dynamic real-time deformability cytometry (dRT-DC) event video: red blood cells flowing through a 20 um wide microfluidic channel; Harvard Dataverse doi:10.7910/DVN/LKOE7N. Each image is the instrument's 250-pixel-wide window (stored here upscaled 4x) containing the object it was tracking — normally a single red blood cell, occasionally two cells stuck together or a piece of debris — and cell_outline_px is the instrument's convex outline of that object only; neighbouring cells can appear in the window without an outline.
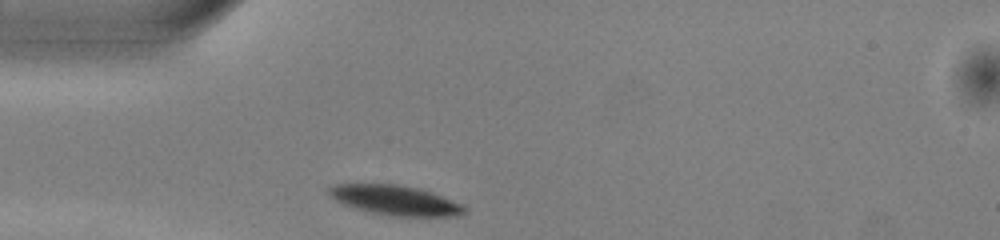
{"species": "common noctule bat (a hibernating species)", "species_latin": "Nyctalus noctula", "temperature_condition": "warm", "stored_images_in_passage": 31, "camera_frame_rate_fps": 3000, "um_per_image_px": 0.085, "animal": {"sex": "male", "body_mass_g": 13.0, "forearm_length_mm": 53.1}, "frame": {"image": 1, "passage_image": 1, "time_ms": 0.0, "image_size_px": [1000, 240], "cell_outline_px": [[464, 212], [456, 216], [392, 216], [372, 212], [356, 208], [344, 204], [328, 196], [328, 188], [336, 184], [396, 184], [416, 188], [440, 196], [460, 204], [464, 208]], "centroid_in_image_um": [33.51, 17.02], "position_along_channel_um": 51.5, "area_um2": 22.89}}
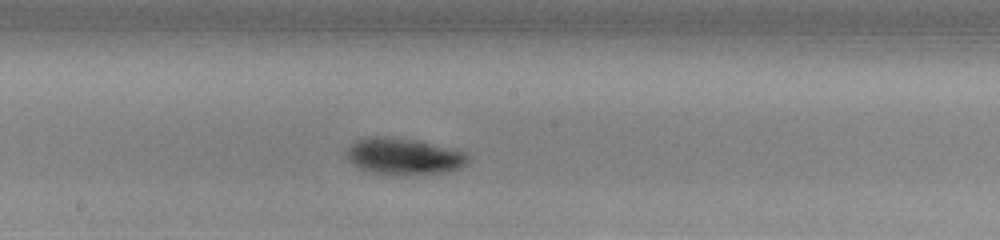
{"frame": {"image": 2, "passage_image": 14, "time_ms": 4.333, "image_size_px": [1000, 240], "cell_outline_px": [[468, 160], [460, 168], [444, 172], [412, 176], [384, 176], [360, 168], [352, 164], [348, 160], [344, 152], [356, 140], [376, 136], [388, 136], [416, 140], [452, 148], [464, 152], [468, 156]], "centroid_in_image_um": [34.28, 13.32], "position_along_channel_um": 213.9, "area_um2": 26.36}}
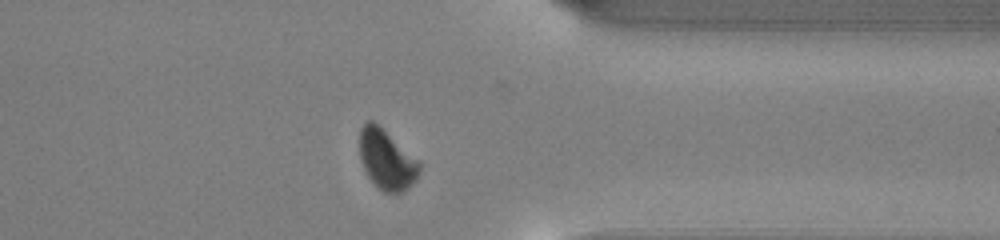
{"frame": {"image": 3, "passage_image": 27, "time_ms": 8.667, "image_size_px": [1000, 240], "cell_outline_px": [[420, 172], [416, 180], [404, 192], [384, 192], [368, 176], [360, 160], [360, 128], [368, 120], [372, 120], [420, 160]], "centroid_in_image_um": [32.89, 13.56], "position_along_channel_um": 378.5, "area_um2": 20.75}, "authors_computed_cell_mechanics": {"area_um2": 24.854, "velocity_mm_per_s": 3.9828, "shape_relaxation_time_tau1_ms": 1.5073, "shape_relaxation_time_tau2_ms": null, "deformation_change_tau1": 0.11, "deformation_change_tau2": null}}